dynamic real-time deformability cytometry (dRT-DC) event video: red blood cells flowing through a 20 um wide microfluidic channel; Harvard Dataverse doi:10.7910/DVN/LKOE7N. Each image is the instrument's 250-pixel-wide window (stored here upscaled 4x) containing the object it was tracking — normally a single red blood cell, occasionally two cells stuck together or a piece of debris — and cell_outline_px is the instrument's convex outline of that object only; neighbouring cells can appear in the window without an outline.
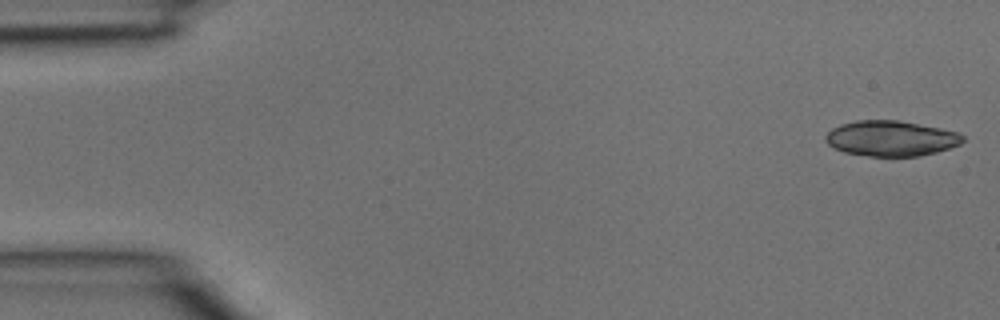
{"species": "common noctule bat (a hibernating species)", "species_latin": "Nyctalus noctula", "temperature_condition": "room temperature", "stored_images_in_passage": 38, "camera_frame_rate_fps": 3000, "um_per_image_px": 0.085, "animal": {"sex": "male", "body_mass_g": 15.6}, "frame": {"image": 1, "passage_image": 1, "time_ms": 0.0, "image_size_px": [1000, 320], "cell_outline_px": [[964, 140], [960, 144], [936, 152], [920, 156], [868, 156], [844, 152], [832, 148], [824, 140], [824, 136], [832, 128], [840, 124], [856, 120], [900, 120], [960, 132], [964, 136]], "centroid_in_image_um": [75.71, 11.76], "position_along_channel_um": 9.3, "area_um2": 28.55}}